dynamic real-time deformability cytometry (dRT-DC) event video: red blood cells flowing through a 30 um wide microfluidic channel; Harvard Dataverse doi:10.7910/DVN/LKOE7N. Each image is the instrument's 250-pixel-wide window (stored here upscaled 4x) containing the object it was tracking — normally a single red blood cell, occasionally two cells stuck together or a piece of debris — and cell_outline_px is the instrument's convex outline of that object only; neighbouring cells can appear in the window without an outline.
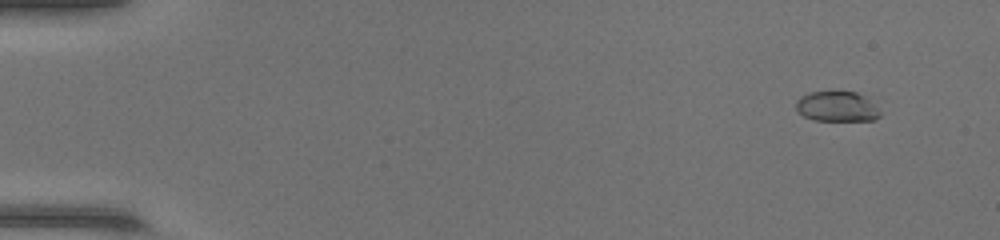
{"species": "common noctule bat (a hibernating species)", "species_latin": "Nyctalus noctula", "temperature_condition": "warm", "stored_images_in_passage": 46, "camera_frame_rate_fps": 3000, "um_per_image_px": 0.085, "animal": {"sex": "female", "body_mass_g": 17.0, "forearm_length_mm": 48.0}, "frame": {"image": 1, "passage_image": 1, "time_ms": 0.0, "image_size_px": [1000, 240], "cell_outline_px": [[880, 116], [872, 120], [812, 120], [804, 116], [796, 108], [796, 100], [800, 96], [808, 92], [856, 92], [864, 96], [880, 112]], "centroid_in_image_um": [71.09, 9.05], "position_along_channel_um": 13.9, "area_um2": 14.51}}
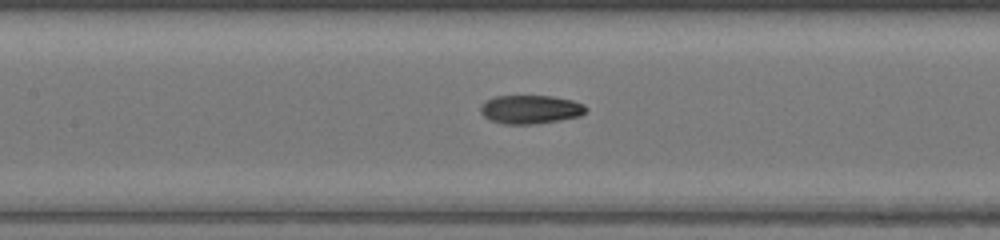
{"frame": {"image": 2, "passage_image": 21, "time_ms": 6.667, "image_size_px": [1000, 240], "cell_outline_px": [[588, 108], [580, 116], [560, 120], [536, 124], [504, 124], [492, 120], [484, 116], [480, 112], [480, 104], [484, 100], [496, 96], [552, 96], [572, 100], [584, 104]], "centroid_in_image_um": [45.07, 9.29], "position_along_channel_um": 162.3, "area_um2": 17.69}}
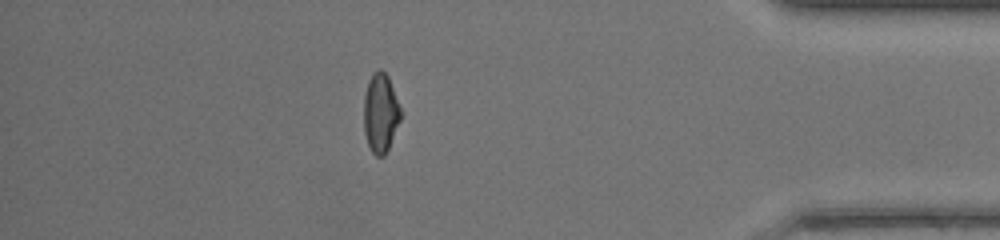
{"frame": {"image": 3, "passage_image": 40, "time_ms": 13.0, "image_size_px": [1000, 240], "cell_outline_px": [[400, 120], [388, 148], [384, 156], [376, 156], [372, 152], [368, 144], [364, 132], [364, 96], [368, 80], [380, 68], [388, 76], [400, 108]], "centroid_in_image_um": [32.33, 9.61], "position_along_channel_um": 402.9, "area_um2": 16.65}, "authors_computed_cell_mechanics": {"area_um2": 17.3111, "velocity_mm_per_s": 4.388, "shape_relaxation_time_tau1_ms": null, "shape_relaxation_time_tau2_ms": 1.324, "deformation_change_tau1": null, "deformation_change_tau2": 0.0593}}